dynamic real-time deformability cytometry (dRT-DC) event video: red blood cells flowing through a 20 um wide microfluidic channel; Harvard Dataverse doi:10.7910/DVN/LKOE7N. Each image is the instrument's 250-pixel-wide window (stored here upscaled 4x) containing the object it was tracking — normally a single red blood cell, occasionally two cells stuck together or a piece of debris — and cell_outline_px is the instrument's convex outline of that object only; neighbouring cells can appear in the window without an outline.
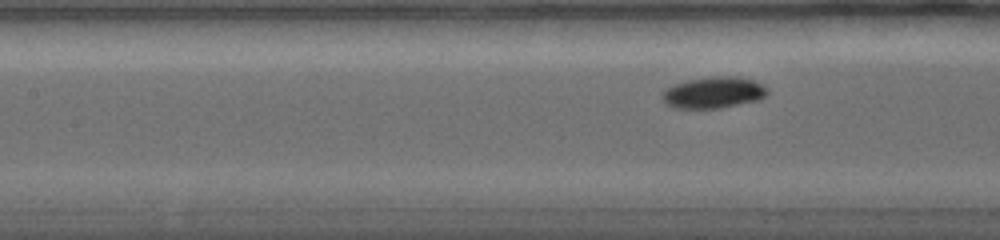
{"species": "common noctule bat (a hibernating species)", "species_latin": "Nyctalus noctula", "temperature_condition": "warm", "stored_images_in_passage": 78, "camera_frame_rate_fps": 5000, "um_per_image_px": 0.085, "animal": {"sex": "female", "body_mass_g": 19.0, "forearm_length_mm": 56.7}, "frame": {"image": 1, "passage_image": 29, "time_ms": 4.2, "image_size_px": [1000, 240], "cell_outline_px": [[764, 96], [752, 100], [716, 108], [684, 108], [668, 104], [664, 100], [664, 92], [668, 88], [676, 84], [688, 80], [712, 76], [736, 76], [752, 80], [760, 84], [764, 88]], "centroid_in_image_um": [60.61, 7.84], "position_along_channel_um": 146.8, "area_um2": 18.09}}
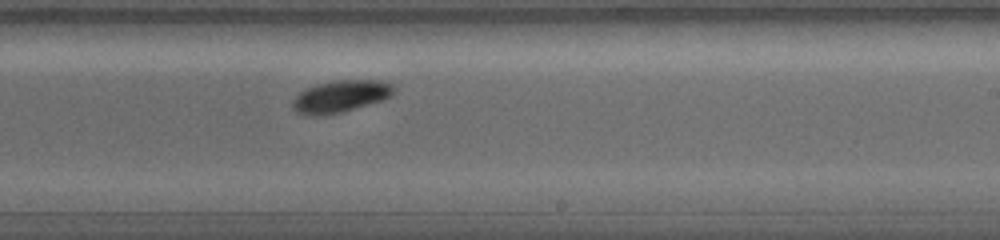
{"frame": {"image": 2, "passage_image": 48, "time_ms": 7.2, "image_size_px": [1000, 240], "cell_outline_px": [[396, 88], [388, 96], [380, 100], [368, 104], [340, 112], [312, 116], [300, 112], [292, 104], [296, 96], [300, 92], [308, 88], [332, 80], [384, 80], [392, 84]], "centroid_in_image_um": [28.99, 8.16], "position_along_channel_um": 260.0, "area_um2": 18.21}}
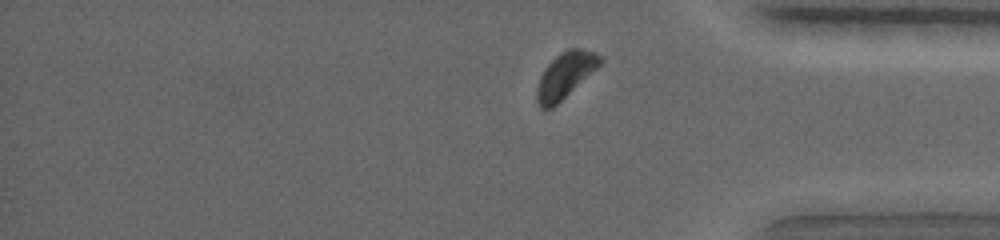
{"frame": {"image": 3, "passage_image": 72, "time_ms": 10.8, "image_size_px": [1000, 240], "cell_outline_px": [[604, 60], [596, 68], [552, 108], [540, 108], [536, 100], [536, 88], [540, 76], [544, 68], [560, 52], [568, 48], [580, 48], [592, 52], [600, 56]], "centroid_in_image_um": [48.0, 6.39], "position_along_channel_um": 387.2, "area_um2": 16.47}, "authors_computed_cell_mechanics": {"area_um2": 17.2822, "velocity_mm_per_s": 3.7906, "shape_relaxation_time_tau1_ms": 1.8845, "shape_relaxation_time_tau2_ms": null, "deformation_change_tau1": 0.1284, "deformation_change_tau2": null}}